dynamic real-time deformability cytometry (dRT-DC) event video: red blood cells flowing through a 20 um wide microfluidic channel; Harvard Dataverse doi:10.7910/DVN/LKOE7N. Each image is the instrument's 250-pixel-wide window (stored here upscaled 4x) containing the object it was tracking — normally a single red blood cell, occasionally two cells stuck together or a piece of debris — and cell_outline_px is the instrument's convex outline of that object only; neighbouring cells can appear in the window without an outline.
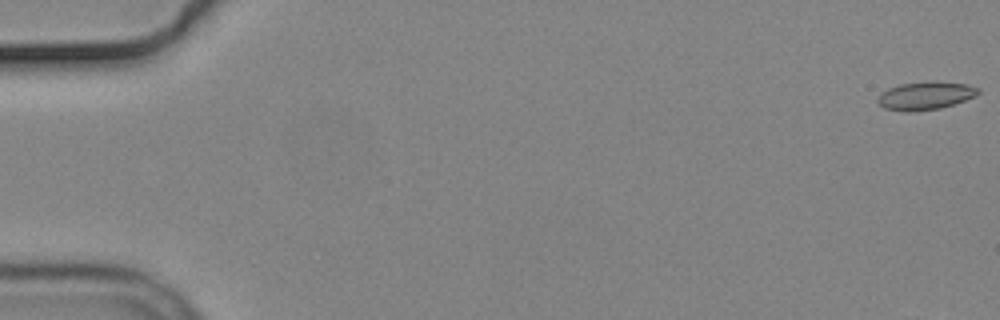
{"species": "common noctule bat (a hibernating species)", "species_latin": "Nyctalus noctula", "temperature_condition": "cold", "stored_images_in_passage": 2, "camera_frame_rate_fps": 3000, "um_per_image_px": 0.085, "animal": {"sex": "male", "body_mass_g": 19.2, "forearm_length_mm": 51.8}, "frame": {"image": 1, "passage_image": 2, "time_ms": 1.0, "image_size_px": [1000, 320], "cell_outline_px": [[980, 92], [976, 96], [940, 108], [912, 112], [904, 112], [884, 108], [876, 100], [880, 92], [888, 88], [900, 84], [936, 80], [968, 84], [980, 88]], "centroid_in_image_um": [78.66, 8.12], "position_along_channel_um": 6.3, "area_um2": 16.7}}